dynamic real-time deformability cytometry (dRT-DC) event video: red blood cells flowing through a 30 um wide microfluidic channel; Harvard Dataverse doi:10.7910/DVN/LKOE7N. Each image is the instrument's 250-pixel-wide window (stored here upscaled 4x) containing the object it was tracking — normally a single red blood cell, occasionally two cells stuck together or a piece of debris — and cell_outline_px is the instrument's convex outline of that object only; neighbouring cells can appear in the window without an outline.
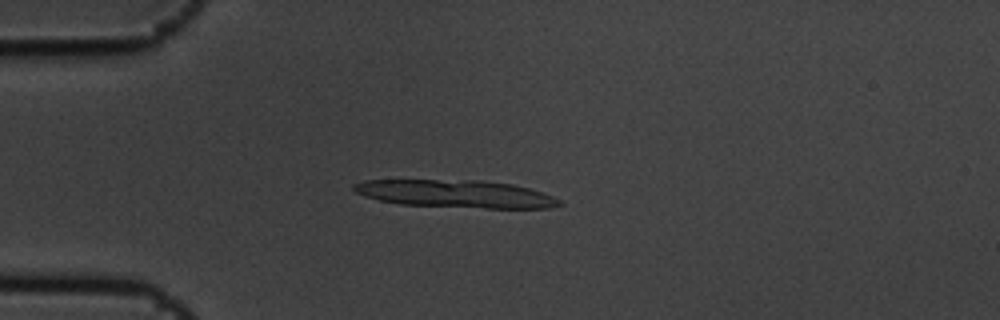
{"species": "common noctule bat (a hibernating species)", "species_latin": "Nyctalus noctula", "temperature_condition": "cold", "stored_images_in_passage": 5, "camera_frame_rate_fps": 3000, "um_per_image_px": 0.085, "animal": {"sex": "male", "body_mass_g": 19.5, "forearm_length_mm": 54.6}, "frame": {"image": 1, "passage_image": 4, "time_ms": 1.0, "image_size_px": [1000, 320], "cell_outline_px": [[564, 204], [548, 208], [484, 208], [400, 204], [380, 200], [364, 196], [356, 192], [352, 188], [352, 184], [364, 180], [480, 180], [512, 184], [528, 188], [552, 196], [560, 200]], "centroid_in_image_um": [38.72, 16.47], "position_along_channel_um": 46.3, "area_um2": 33.0}}